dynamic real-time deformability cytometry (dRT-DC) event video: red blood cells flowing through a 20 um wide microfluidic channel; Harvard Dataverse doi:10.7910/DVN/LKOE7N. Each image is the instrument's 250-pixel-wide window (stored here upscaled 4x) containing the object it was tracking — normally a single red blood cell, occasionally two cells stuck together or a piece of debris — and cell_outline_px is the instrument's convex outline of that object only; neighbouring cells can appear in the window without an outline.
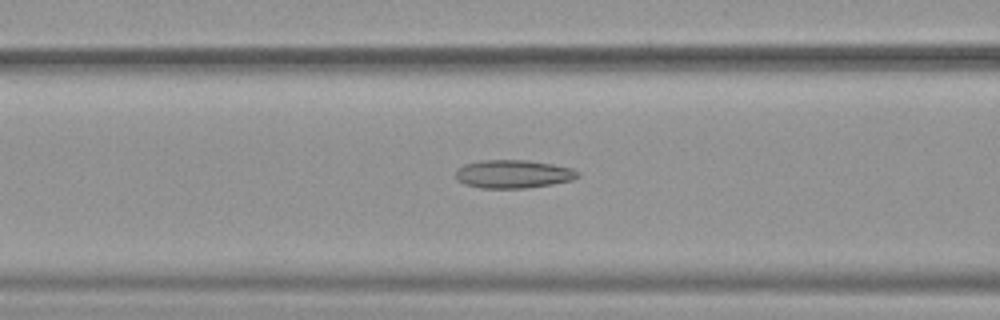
{"species": "common noctule bat (a hibernating species)", "species_latin": "Nyctalus noctula", "temperature_condition": "warm", "stored_images_in_passage": 45, "camera_frame_rate_fps": 3000, "um_per_image_px": 0.085, "animal": {"sex": "female", "body_mass_g": 19.9}, "frame": {"image": 1, "passage_image": 15, "time_ms": 4.667, "image_size_px": [1000, 320], "cell_outline_px": [[580, 176], [572, 180], [552, 184], [528, 188], [484, 188], [464, 184], [456, 180], [456, 168], [464, 164], [480, 160], [524, 160], [552, 164], [572, 168], [580, 172]], "centroid_in_image_um": [43.61, 14.79], "position_along_channel_um": 123.0, "area_um2": 20.23}}
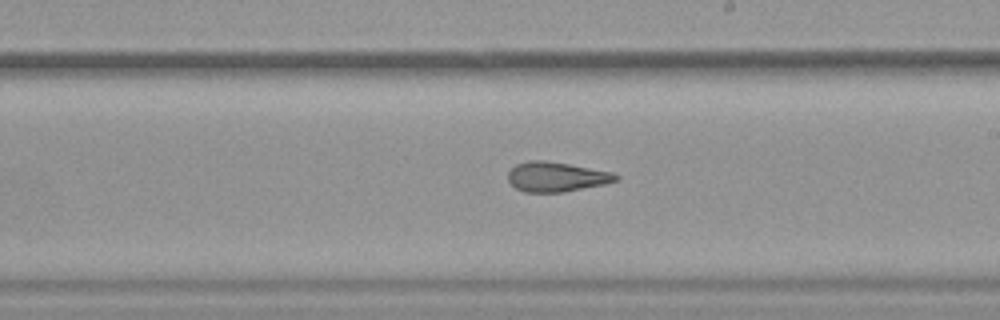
{"frame": {"image": 2, "passage_image": 24, "time_ms": 7.667, "image_size_px": [1000, 320], "cell_outline_px": [[620, 180], [604, 184], [564, 192], [524, 192], [516, 188], [508, 180], [508, 172], [516, 164], [528, 160], [544, 160], [568, 164], [612, 172], [620, 176]], "centroid_in_image_um": [47.3, 15.03], "position_along_channel_um": 241.7, "area_um2": 18.67}}
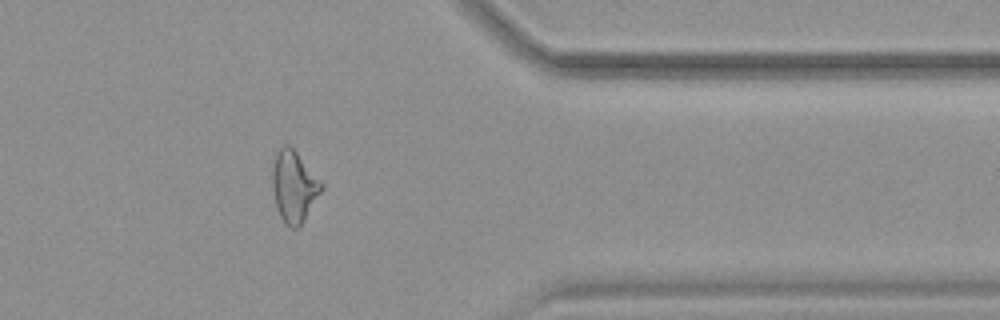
{"frame": {"image": 3, "passage_image": 36, "time_ms": 11.667, "image_size_px": [1000, 320], "cell_outline_px": [[324, 188], [304, 220], [296, 228], [292, 228], [280, 216], [276, 204], [272, 188], [272, 168], [276, 156], [280, 148], [284, 144], [288, 144], [296, 152], [324, 184]], "centroid_in_image_um": [25.0, 15.84], "position_along_channel_um": 386.4, "area_um2": 20.0}, "authors_computed_cell_mechanics": {"area_um2": 20.23, "velocity_mm_per_s": 3.9641, "shape_relaxation_time_tau1_ms": null, "shape_relaxation_time_tau2_ms": 2.4124, "deformation_change_tau1": null, "deformation_change_tau2": 0.1079}}